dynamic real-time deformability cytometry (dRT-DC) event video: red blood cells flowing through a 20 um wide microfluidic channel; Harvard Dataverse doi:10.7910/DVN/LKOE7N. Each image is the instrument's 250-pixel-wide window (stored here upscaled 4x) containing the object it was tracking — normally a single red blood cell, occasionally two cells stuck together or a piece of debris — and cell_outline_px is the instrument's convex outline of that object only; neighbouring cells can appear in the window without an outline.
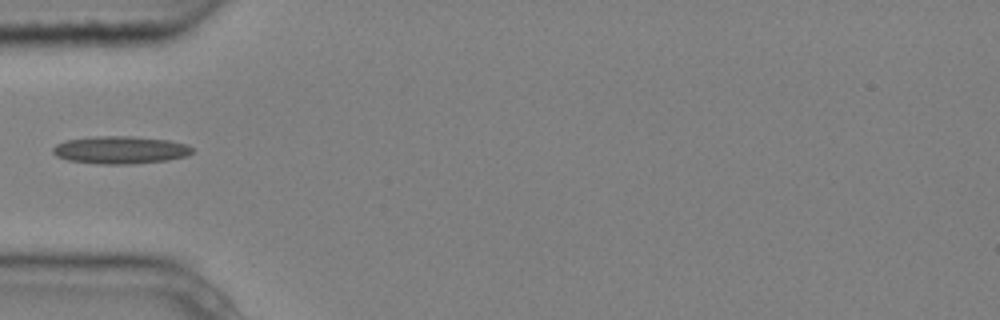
{"species": "common noctule bat (a hibernating species)", "species_latin": "Nyctalus noctula", "temperature_condition": "cold", "stored_images_in_passage": 7, "camera_frame_rate_fps": 3000, "um_per_image_px": 0.085, "animal": {"sex": "male", "body_mass_g": 20.4}, "frame": {"image": 1, "passage_image": 6, "time_ms": 1.667, "image_size_px": [1000, 320], "cell_outline_px": [[192, 152], [184, 156], [168, 160], [132, 164], [100, 164], [68, 160], [56, 156], [52, 152], [52, 148], [56, 144], [68, 140], [96, 136], [132, 136], [168, 140], [188, 144], [192, 148]], "centroid_in_image_um": [10.22, 12.74], "position_along_channel_um": 74.8, "area_um2": 22.37}}
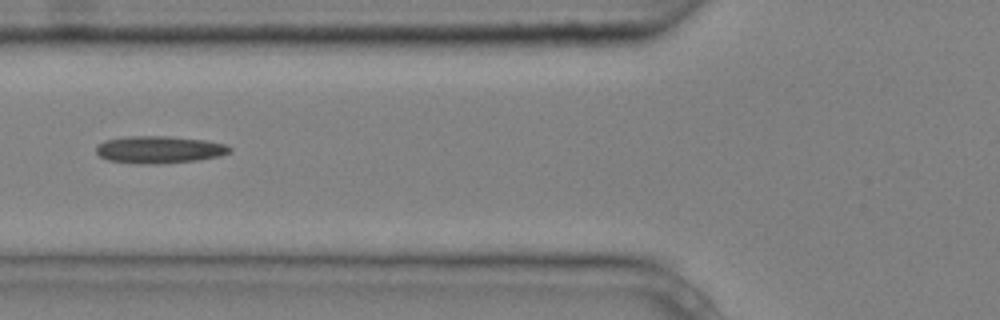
{"frame": {"image": 2, "passage_image": 7, "time_ms": 2.0, "image_size_px": [1000, 320], "cell_outline_px": [[232, 152], [220, 156], [200, 160], [160, 164], [140, 164], [108, 160], [100, 156], [96, 152], [96, 144], [104, 140], [124, 136], [168, 136], [204, 140], [228, 144], [232, 148]], "centroid_in_image_um": [13.55, 12.72], "position_along_channel_um": 112.2, "area_um2": 21.62}}